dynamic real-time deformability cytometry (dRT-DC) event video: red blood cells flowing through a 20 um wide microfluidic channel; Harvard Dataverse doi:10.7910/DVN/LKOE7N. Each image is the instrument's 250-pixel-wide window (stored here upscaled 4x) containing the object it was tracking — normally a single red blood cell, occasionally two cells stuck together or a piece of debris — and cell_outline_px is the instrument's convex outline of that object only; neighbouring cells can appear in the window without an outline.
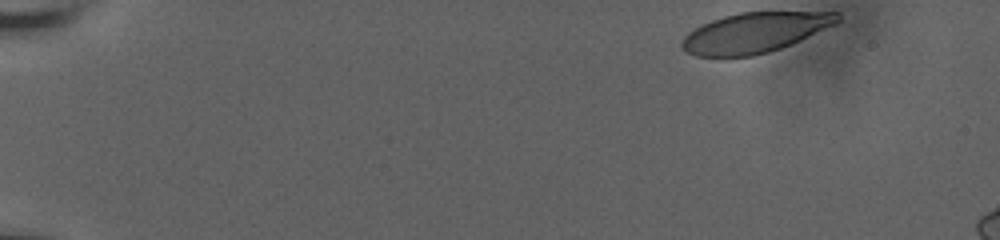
{"species": "human", "species_latin": "Homo sapiens", "temperature_condition": "room temperature", "stored_images_in_passage": 18, "camera_frame_rate_fps": 3000, "um_per_image_px": 0.085, "donor": {"sex": "male"}, "frame": {"image": 1, "passage_image": 1, "time_ms": 0.0, "image_size_px": [1000, 240], "cell_outline_px": [[840, 20], [836, 24], [792, 44], [768, 52], [752, 56], [696, 56], [688, 52], [680, 44], [684, 36], [688, 32], [712, 20], [724, 16], [740, 12], [840, 12]], "centroid_in_image_um": [64.19, 2.77], "position_along_channel_um": 20.8, "area_um2": 36.07}}